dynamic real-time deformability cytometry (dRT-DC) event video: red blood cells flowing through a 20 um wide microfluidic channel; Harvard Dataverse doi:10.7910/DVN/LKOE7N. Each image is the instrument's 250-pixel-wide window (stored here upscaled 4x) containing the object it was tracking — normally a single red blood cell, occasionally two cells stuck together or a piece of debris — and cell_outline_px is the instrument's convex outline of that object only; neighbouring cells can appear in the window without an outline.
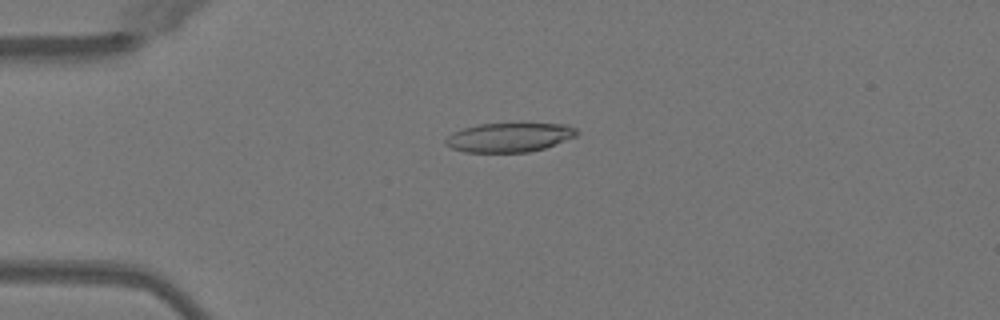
{"species": "Egyptian fruit bat (a non-hibernating species)", "species_latin": "Rousettus aegyptiacus", "temperature_condition": "warm", "stored_images_in_passage": 39, "camera_frame_rate_fps": 3000, "um_per_image_px": 0.085, "animal": {"sex": "female"}, "frame": {"image": 1, "passage_image": 1, "time_ms": 0.0, "image_size_px": [1000, 320], "cell_outline_px": [[580, 132], [576, 136], [544, 148], [528, 152], [464, 152], [452, 148], [444, 144], [444, 140], [452, 132], [464, 128], [480, 124], [568, 124], [576, 128]], "centroid_in_image_um": [43.28, 11.68], "position_along_channel_um": 41.7, "area_um2": 22.2}}
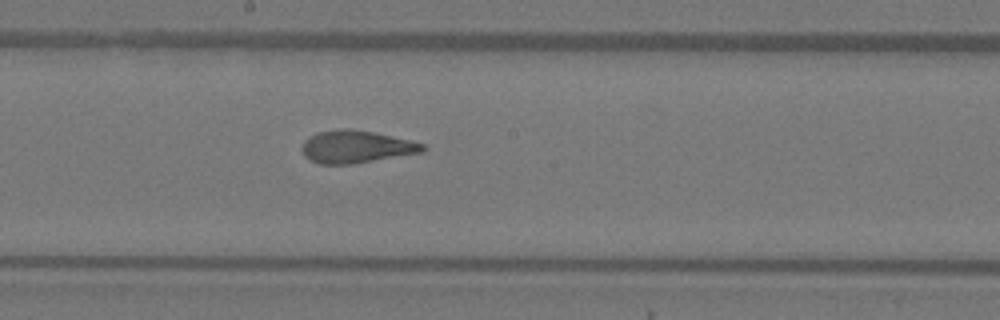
{"frame": {"image": 2, "passage_image": 16, "time_ms": 5.0, "image_size_px": [1000, 320], "cell_outline_px": [[428, 148], [424, 152], [352, 164], [320, 164], [304, 156], [300, 148], [304, 140], [308, 136], [316, 132], [344, 128], [372, 132], [412, 140], [424, 144]], "centroid_in_image_um": [30.27, 12.47], "position_along_channel_um": 217.9, "area_um2": 23.0}}
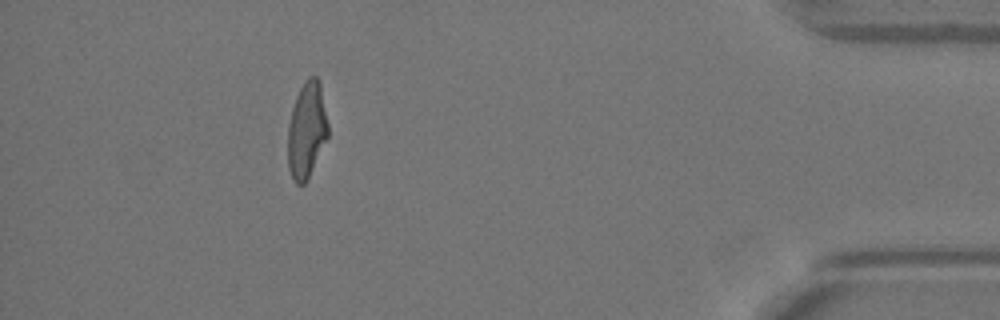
{"frame": {"image": 3, "passage_image": 34, "time_ms": 11.0, "image_size_px": [1000, 320], "cell_outline_px": [[328, 136], [308, 180], [304, 184], [296, 184], [288, 168], [288, 124], [292, 108], [296, 96], [304, 80], [308, 76], [316, 76], [320, 84], [328, 124]], "centroid_in_image_um": [26.06, 11.07], "position_along_channel_um": 409.1, "area_um2": 22.54}, "authors_computed_cell_mechanics": {"area_um2": 23.0044, "velocity_mm_per_s": 4.0675, "shape_relaxation_time_tau1_ms": 7.8254, "shape_relaxation_time_tau2_ms": 1.4055, "deformation_change_tau1": 0.2667, "deformation_change_tau2": 0.0994}}